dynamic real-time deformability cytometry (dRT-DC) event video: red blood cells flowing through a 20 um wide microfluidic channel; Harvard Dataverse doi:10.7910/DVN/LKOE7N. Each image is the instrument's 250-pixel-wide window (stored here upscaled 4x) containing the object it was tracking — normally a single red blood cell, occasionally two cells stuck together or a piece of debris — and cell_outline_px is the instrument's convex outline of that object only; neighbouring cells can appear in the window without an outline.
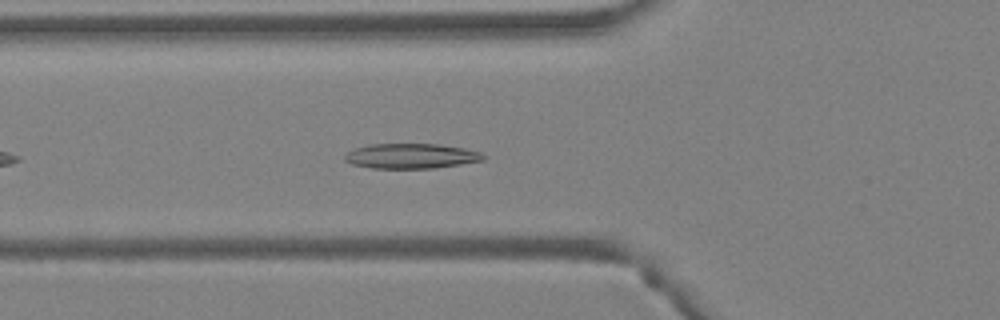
{"species": "Egyptian fruit bat (a non-hibernating species)", "species_latin": "Rousettus aegyptiacus", "temperature_condition": "warm", "stored_images_in_passage": 36, "camera_frame_rate_fps": 3000, "um_per_image_px": 0.085, "animal": {"sex": "female"}, "frame": {"image": 1, "passage_image": 6, "time_ms": 1.667, "image_size_px": [1000, 320], "cell_outline_px": [[484, 160], [436, 168], [372, 168], [352, 164], [344, 160], [344, 156], [348, 152], [356, 148], [368, 144], [440, 144], [464, 148], [480, 152], [484, 156]], "centroid_in_image_um": [34.94, 13.26], "position_along_channel_um": 90.9, "area_um2": 20.11}}
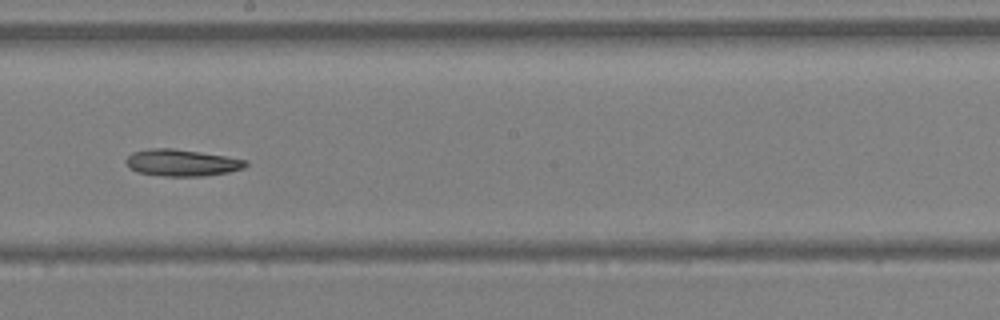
{"frame": {"image": 2, "passage_image": 16, "time_ms": 5.0, "image_size_px": [1000, 320], "cell_outline_px": [[248, 164], [244, 168], [228, 172], [204, 176], [164, 176], [136, 172], [128, 168], [124, 160], [132, 152], [148, 148], [172, 148], [200, 152], [248, 160]], "centroid_in_image_um": [15.41, 13.83], "position_along_channel_um": 232.8, "area_um2": 18.79}}
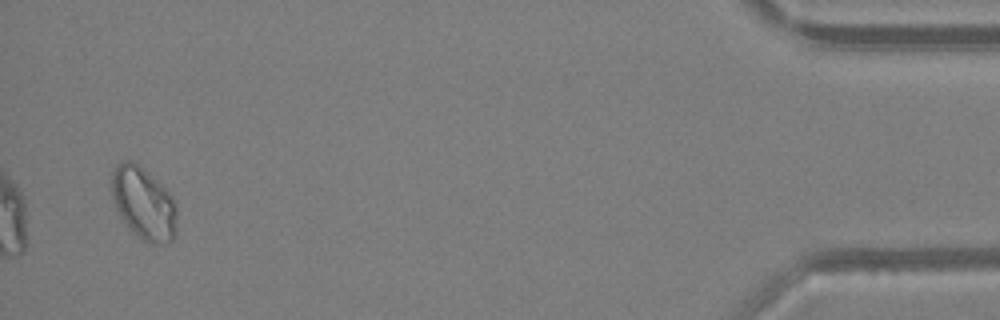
{"frame": {"image": 3, "passage_image": 35, "time_ms": 11.333, "image_size_px": [1000, 320], "cell_outline_px": [[176, 232], [172, 240], [148, 244], [132, 232], [128, 228], [120, 216], [116, 208], [112, 192], [112, 172], [116, 164], [124, 160], [132, 160], [156, 180], [172, 196], [176, 204]], "centroid_in_image_um": [12.2, 17.29], "position_along_channel_um": 423.0, "area_um2": 27.22}}